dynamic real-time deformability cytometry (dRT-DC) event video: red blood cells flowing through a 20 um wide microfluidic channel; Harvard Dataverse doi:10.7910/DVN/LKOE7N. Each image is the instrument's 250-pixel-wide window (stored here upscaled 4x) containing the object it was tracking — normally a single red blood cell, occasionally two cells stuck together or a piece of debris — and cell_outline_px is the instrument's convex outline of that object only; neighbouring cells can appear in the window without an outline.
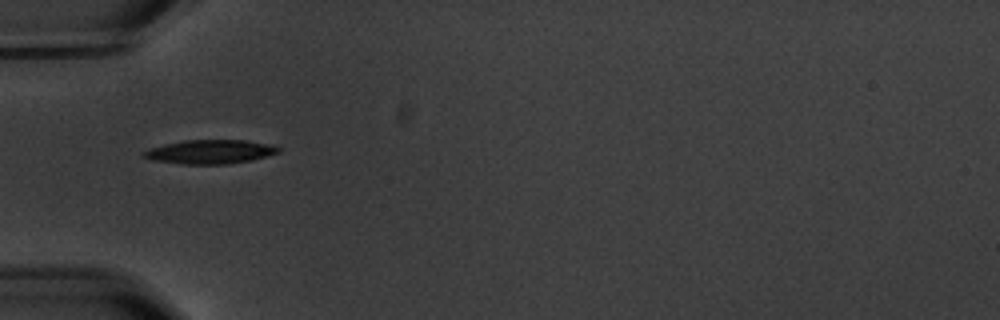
{"species": "common noctule bat (a hibernating species)", "species_latin": "Nyctalus noctula", "temperature_condition": "warm", "stored_images_in_passage": 11, "camera_frame_rate_fps": 3000, "um_per_image_px": 0.085, "animal": {"sex": "male", "body_mass_g": 20.1, "forearm_length_mm": 53.5}, "frame": {"image": 1, "passage_image": 1, "time_ms": 0.0, "image_size_px": [1000, 320], "cell_outline_px": [[280, 152], [252, 160], [228, 164], [184, 164], [152, 160], [140, 156], [140, 152], [164, 144], [184, 140], [244, 140], [272, 144], [280, 148]], "centroid_in_image_um": [17.85, 12.9], "position_along_channel_um": 67.2, "area_um2": 18.9}}
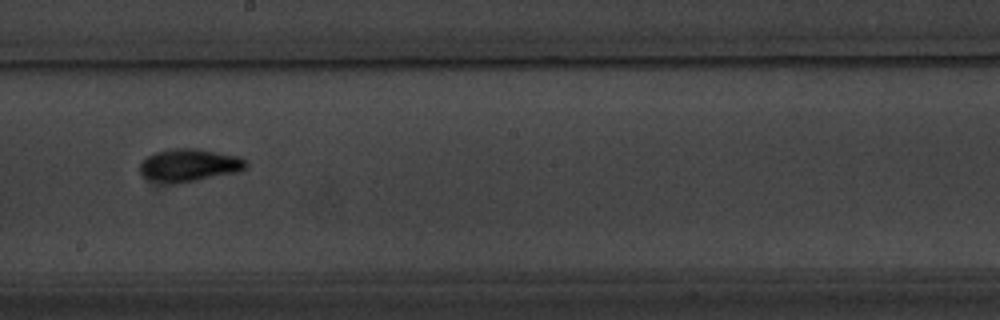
{"frame": {"image": 2, "passage_image": 5, "time_ms": 4.667, "image_size_px": [1000, 320], "cell_outline_px": [[248, 168], [240, 172], [180, 184], [172, 184], [152, 180], [144, 176], [140, 172], [140, 164], [148, 156], [156, 152], [168, 148], [200, 148], [240, 156], [248, 160]], "centroid_in_image_um": [16.17, 14.04], "position_along_channel_um": 232.0, "area_um2": 20.81}}
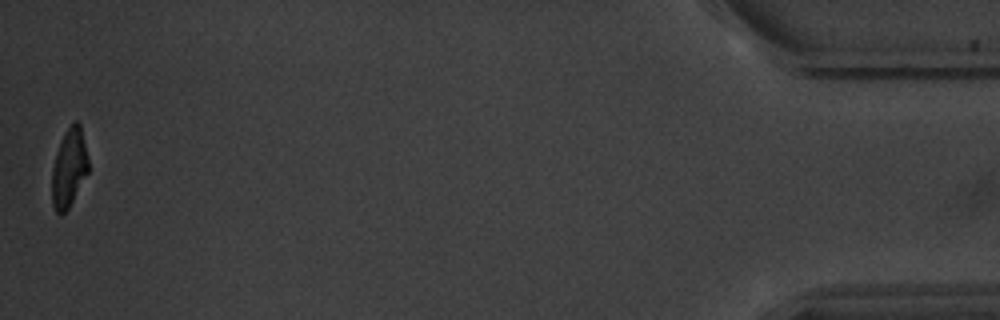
{"frame": {"image": 3, "passage_image": 11, "time_ms": 12.667, "image_size_px": [1000, 320], "cell_outline_px": [[88, 172], [68, 208], [60, 216], [56, 212], [52, 204], [52, 168], [56, 152], [64, 132], [76, 120], [80, 124], [88, 160]], "centroid_in_image_um": [5.85, 14.28], "position_along_channel_um": 429.4, "area_um2": 16.42}, "authors_computed_cell_mechanics": {"area_um2": 18.7272, "velocity_mm_per_s": 3.5483, "shape_relaxation_time_tau1_ms": 3.0751, "shape_relaxation_time_tau2_ms": 3.0828, "deformation_change_tau1": 0.1336, "deformation_change_tau2": 0.0842}}